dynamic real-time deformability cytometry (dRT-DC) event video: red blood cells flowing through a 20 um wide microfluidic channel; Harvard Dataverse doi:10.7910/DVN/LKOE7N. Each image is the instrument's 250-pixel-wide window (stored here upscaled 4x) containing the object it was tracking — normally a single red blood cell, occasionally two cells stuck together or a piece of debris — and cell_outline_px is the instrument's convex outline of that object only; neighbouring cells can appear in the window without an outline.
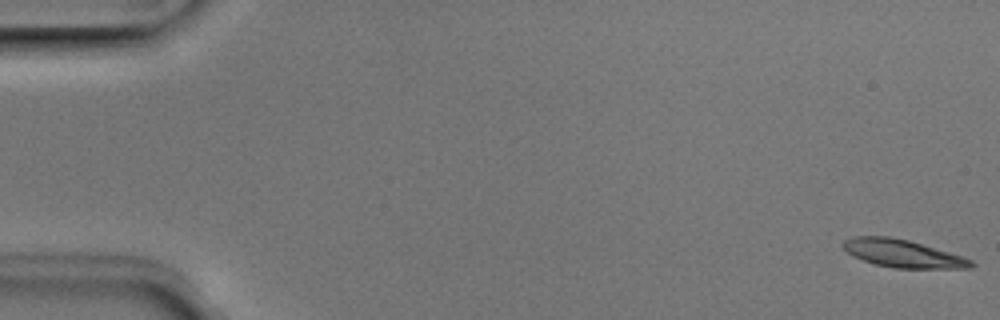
{"species": "Egyptian fruit bat (a non-hibernating species)", "species_latin": "Rousettus aegyptiacus", "temperature_condition": "room temperature", "stored_images_in_passage": 52, "camera_frame_rate_fps": 3000, "um_per_image_px": 0.085, "animal": {"sex": "male"}, "frame": {"image": 1, "passage_image": 1, "time_ms": 0.0, "image_size_px": [1000, 320], "cell_outline_px": [[976, 264], [972, 268], [892, 268], [876, 264], [852, 256], [840, 244], [844, 240], [852, 236], [888, 236], [908, 240], [964, 256], [972, 260]], "centroid_in_image_um": [76.74, 21.54], "position_along_channel_um": 8.3, "area_um2": 20.75}}
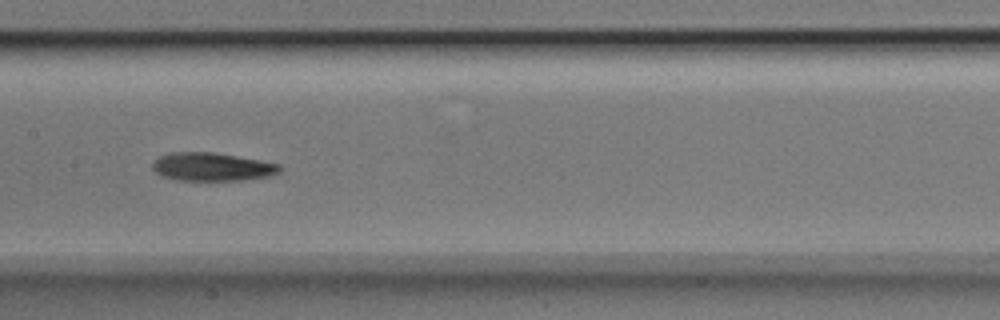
{"frame": {"image": 2, "passage_image": 26, "time_ms": 8.333, "image_size_px": [1000, 320], "cell_outline_px": [[280, 172], [268, 176], [244, 180], [176, 180], [160, 176], [152, 168], [152, 160], [160, 156], [172, 152], [216, 152], [260, 160], [280, 164]], "centroid_in_image_um": [17.99, 14.17], "position_along_channel_um": 189.4, "area_um2": 21.1}}
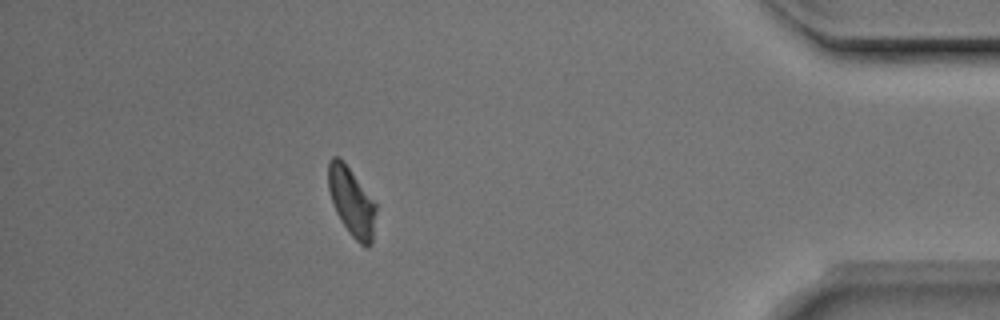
{"frame": {"image": 3, "passage_image": 46, "time_ms": 15.0, "image_size_px": [1000, 320], "cell_outline_px": [[376, 212], [372, 244], [368, 248], [364, 248], [352, 236], [340, 220], [336, 212], [328, 188], [328, 160], [332, 156], [336, 156], [348, 168], [376, 204]], "centroid_in_image_um": [29.89, 17.21], "position_along_channel_um": 405.3, "area_um2": 18.67}, "authors_computed_cell_mechanics": {"area_um2": 20.7502, "velocity_mm_per_s": 3.9307, "shape_relaxation_time_tau1_ms": 2.9044, "shape_relaxation_time_tau2_ms": null, "deformation_change_tau1": 0.1092, "deformation_change_tau2": null}}